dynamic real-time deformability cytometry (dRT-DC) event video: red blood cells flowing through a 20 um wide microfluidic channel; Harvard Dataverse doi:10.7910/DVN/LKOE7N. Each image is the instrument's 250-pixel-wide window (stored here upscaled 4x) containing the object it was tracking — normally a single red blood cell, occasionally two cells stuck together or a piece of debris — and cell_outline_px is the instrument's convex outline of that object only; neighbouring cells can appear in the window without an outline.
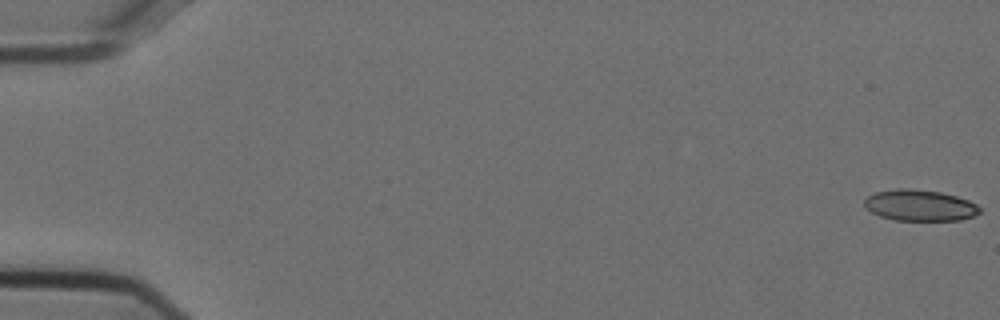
{"species": "Egyptian fruit bat (a non-hibernating species)", "species_latin": "Rousettus aegyptiacus", "temperature_condition": "cold", "stored_images_in_passage": 8, "camera_frame_rate_fps": 3000, "um_per_image_px": 0.085, "animal": {"sex": "female"}, "frame": {"image": 1, "passage_image": 1, "time_ms": 0.0, "image_size_px": [1000, 320], "cell_outline_px": [[980, 212], [972, 216], [960, 220], [896, 220], [880, 216], [872, 212], [864, 204], [864, 200], [868, 196], [876, 192], [896, 188], [912, 188], [940, 192], [956, 196], [968, 200], [976, 204], [980, 208]], "centroid_in_image_um": [78.18, 17.44], "position_along_channel_um": 6.8, "area_um2": 20.81}}